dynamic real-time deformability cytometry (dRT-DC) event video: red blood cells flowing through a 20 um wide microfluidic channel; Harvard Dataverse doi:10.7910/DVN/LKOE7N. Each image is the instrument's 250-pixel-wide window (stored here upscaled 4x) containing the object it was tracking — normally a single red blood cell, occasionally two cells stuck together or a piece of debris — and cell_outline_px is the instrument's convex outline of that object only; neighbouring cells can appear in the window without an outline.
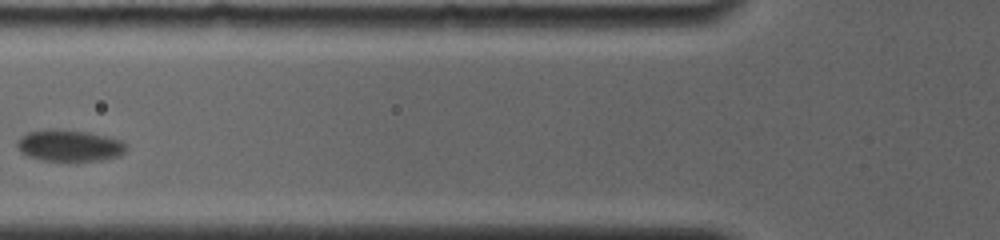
{"species": "common noctule bat (a hibernating species)", "species_latin": "Nyctalus noctula", "temperature_condition": "room temperature", "stored_images_in_passage": 8, "camera_frame_rate_fps": 4000, "um_per_image_px": 0.085, "animal": {"sex": "female", "body_mass_g": 19.0, "forearm_length_mm": 56.7}, "frame": {"image": 1, "passage_image": 8, "time_ms": 3.0, "image_size_px": [1000, 240], "cell_outline_px": [[128, 148], [120, 156], [100, 160], [40, 160], [28, 156], [20, 152], [16, 148], [16, 140], [20, 136], [28, 132], [44, 128], [56, 128], [88, 132], [120, 140]], "centroid_in_image_um": [5.82, 12.35], "position_along_channel_um": 120.0, "area_um2": 20.23}}